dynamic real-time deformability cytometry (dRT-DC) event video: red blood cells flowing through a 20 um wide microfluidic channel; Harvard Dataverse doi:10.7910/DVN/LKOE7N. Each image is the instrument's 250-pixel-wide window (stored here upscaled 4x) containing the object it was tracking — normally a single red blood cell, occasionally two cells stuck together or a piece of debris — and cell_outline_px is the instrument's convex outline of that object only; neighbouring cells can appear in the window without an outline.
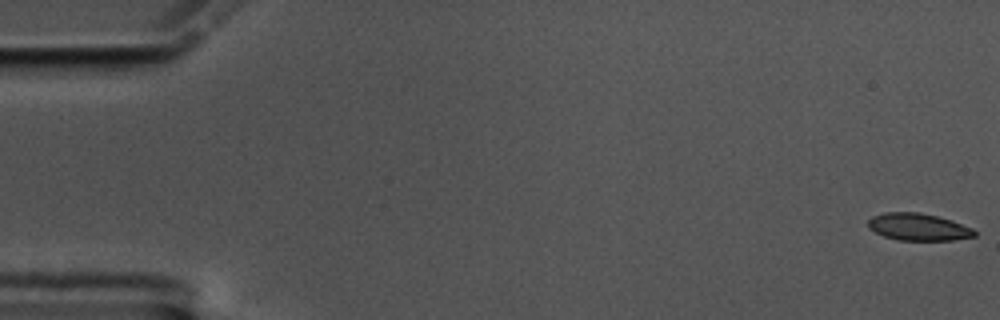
{"species": "common noctule bat (a hibernating species)", "species_latin": "Nyctalus noctula", "temperature_condition": "cold", "stored_images_in_passage": 57, "camera_frame_rate_fps": 3000, "um_per_image_px": 0.085, "animal": {"sex": "male", "body_mass_g": 17.5, "forearm_length_mm": 52.3}, "frame": {"image": 1, "passage_image": 1, "time_ms": 0.0, "image_size_px": [1000, 320], "cell_outline_px": [[976, 236], [952, 240], [896, 240], [884, 236], [868, 228], [868, 220], [872, 216], [884, 212], [920, 212], [952, 220], [972, 228], [976, 232]], "centroid_in_image_um": [78.04, 19.29], "position_along_channel_um": 7.0, "area_um2": 16.88}}
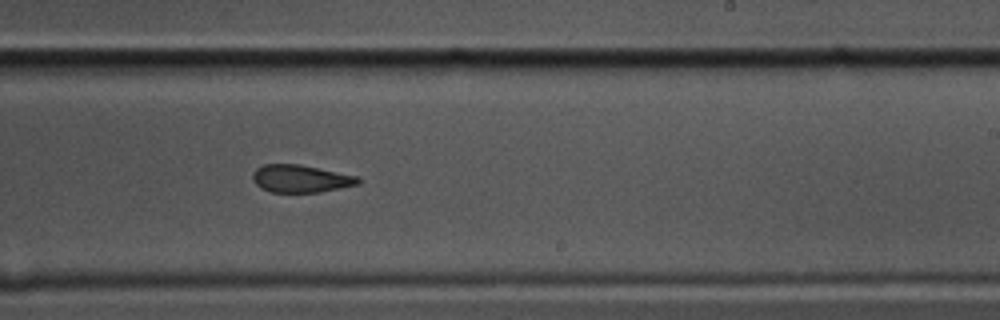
{"frame": {"image": 2, "passage_image": 35, "time_ms": 11.333, "image_size_px": [1000, 320], "cell_outline_px": [[360, 184], [320, 192], [272, 192], [260, 188], [252, 180], [252, 172], [256, 168], [264, 164], [300, 164], [360, 176]], "centroid_in_image_um": [25.56, 15.18], "position_along_channel_um": 263.4, "area_um2": 17.17}}
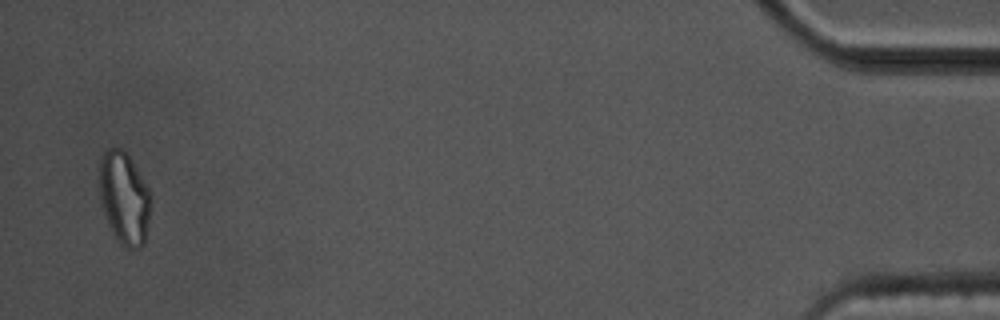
{"frame": {"image": 3, "passage_image": 56, "time_ms": 18.333, "image_size_px": [1000, 320], "cell_outline_px": [[152, 196], [148, 224], [144, 244], [140, 248], [128, 248], [120, 244], [112, 232], [104, 212], [100, 196], [100, 156], [108, 148], [120, 148], [128, 156], [148, 188]], "centroid_in_image_um": [10.57, 16.86], "position_along_channel_um": 424.6, "area_um2": 27.34}}